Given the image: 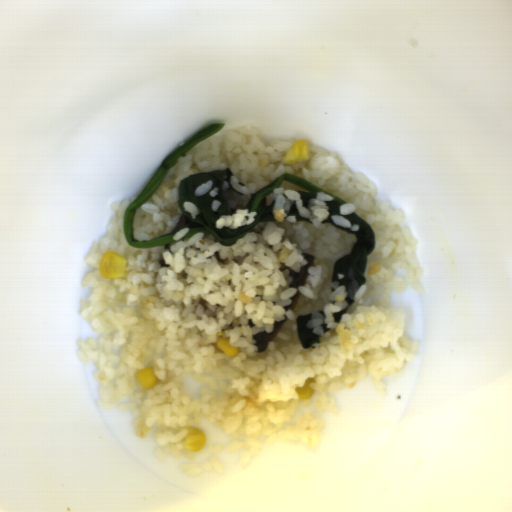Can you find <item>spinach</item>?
I'll list each match as a JSON object with an SVG mask.
<instances>
[{"label":"spinach","mask_w":512,"mask_h":512,"mask_svg":"<svg viewBox=\"0 0 512 512\" xmlns=\"http://www.w3.org/2000/svg\"><path fill=\"white\" fill-rule=\"evenodd\" d=\"M232 175V171L229 168H226L224 170L218 169L191 175L180 181L177 189V205L181 209L182 213L192 219L189 213L183 211L182 206L184 201L193 202L200 209L199 216H197L195 220L192 219L195 223L186 225L189 230L181 240L192 238L197 232H204L211 234L218 244L226 247H232L236 244L238 239H241L250 233L258 226L259 223L277 222L273 214L275 201L272 200L270 204L267 205L266 197L273 194L274 190L279 188L283 182H290L305 190L297 191L303 200L302 206L304 208H309L311 200L317 199V192H324L332 197V200L325 201L326 205L329 207V214L328 217L322 221V224L329 223L331 226L349 235H354L356 238V243L353 244L350 254L340 257L333 264L331 281H336L338 277L337 274H342L344 275V278L339 281L340 285L349 287V269H352L357 284L361 287L365 283L366 278L364 274L367 267L368 256L373 252L375 247V235L373 228L359 215L354 213L344 215V217L353 226L359 225V230L353 231L335 223L332 216H340V206L347 204V202L326 192L307 180L284 173L276 180L250 194L249 201L245 208L250 213H256V216H254L255 221H252L251 224L240 226L237 229H229L228 227L217 229L216 223L220 217L223 215H229L227 202L222 195L223 183H228L229 188L227 190H231L241 196L243 195V193L236 190L231 184L230 178ZM208 180H213L214 182L211 191L205 195L195 197V188ZM215 199L221 202L219 210L216 213L211 210L212 201Z\"/></svg>","instance_id":"1"},{"label":"spinach","mask_w":512,"mask_h":512,"mask_svg":"<svg viewBox=\"0 0 512 512\" xmlns=\"http://www.w3.org/2000/svg\"><path fill=\"white\" fill-rule=\"evenodd\" d=\"M225 123H213L209 124L190 139L172 151L159 168L154 172L148 181L147 185L140 192L138 197L131 201L125 211L123 218V233L124 238L128 246L138 249H149L157 246L168 245L177 241H174L173 237L176 232H171L165 235H161L151 240H137L134 236V214L136 210L153 194L158 186L166 178L169 170L176 164L177 160L189 152L199 143L207 140L208 138L216 135L223 127Z\"/></svg>","instance_id":"2"},{"label":"spinach","mask_w":512,"mask_h":512,"mask_svg":"<svg viewBox=\"0 0 512 512\" xmlns=\"http://www.w3.org/2000/svg\"><path fill=\"white\" fill-rule=\"evenodd\" d=\"M312 313L300 315L296 318L297 335L303 349H308L314 343H320V336L314 333L313 329H308L307 324L312 320Z\"/></svg>","instance_id":"3"},{"label":"spinach","mask_w":512,"mask_h":512,"mask_svg":"<svg viewBox=\"0 0 512 512\" xmlns=\"http://www.w3.org/2000/svg\"><path fill=\"white\" fill-rule=\"evenodd\" d=\"M348 308L342 310V311H339V312H334L332 313V316L334 318V322H339L341 321L342 319V315L345 314L347 312Z\"/></svg>","instance_id":"4"},{"label":"spinach","mask_w":512,"mask_h":512,"mask_svg":"<svg viewBox=\"0 0 512 512\" xmlns=\"http://www.w3.org/2000/svg\"><path fill=\"white\" fill-rule=\"evenodd\" d=\"M346 301V303L348 305H353L355 303V300L354 299H351L349 296H346V298L344 299Z\"/></svg>","instance_id":"5"},{"label":"spinach","mask_w":512,"mask_h":512,"mask_svg":"<svg viewBox=\"0 0 512 512\" xmlns=\"http://www.w3.org/2000/svg\"><path fill=\"white\" fill-rule=\"evenodd\" d=\"M322 325V328H323V333H327L328 331H330L329 328H327V324H321Z\"/></svg>","instance_id":"6"}]
</instances>
